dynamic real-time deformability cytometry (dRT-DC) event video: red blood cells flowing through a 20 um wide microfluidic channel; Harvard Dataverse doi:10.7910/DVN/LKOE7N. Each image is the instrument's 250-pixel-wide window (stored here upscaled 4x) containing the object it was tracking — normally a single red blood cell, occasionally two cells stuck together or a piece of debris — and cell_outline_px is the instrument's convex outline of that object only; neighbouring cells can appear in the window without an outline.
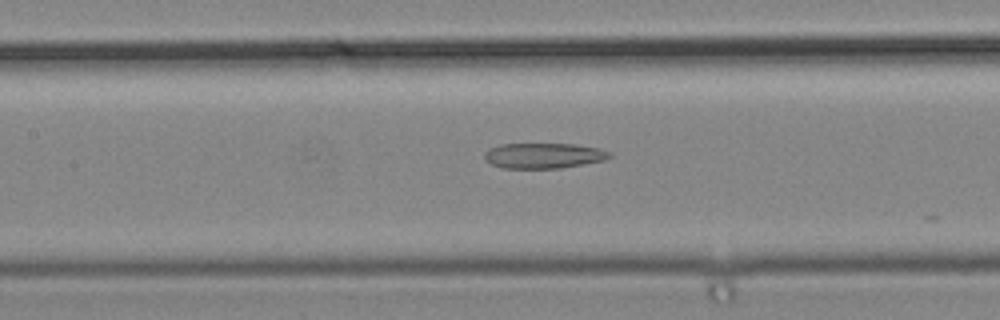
{"species": "common noctule bat (a hibernating species)", "species_latin": "Nyctalus noctula", "temperature_condition": "cold", "stored_images_in_passage": 48, "camera_frame_rate_fps": 3000, "um_per_image_px": 0.085, "animal": {"sex": "male", "body_mass_g": 19.2, "forearm_length_mm": 51.8}, "frame": {"image": 1, "passage_image": 22, "time_ms": 7.0, "image_size_px": [1000, 320], "cell_outline_px": [[612, 156], [604, 160], [560, 168], [504, 168], [492, 164], [484, 160], [484, 152], [488, 148], [500, 144], [576, 144], [600, 148], [612, 152]], "centroid_in_image_um": [46.2, 13.22], "position_along_channel_um": 161.2, "area_um2": 18.61}}
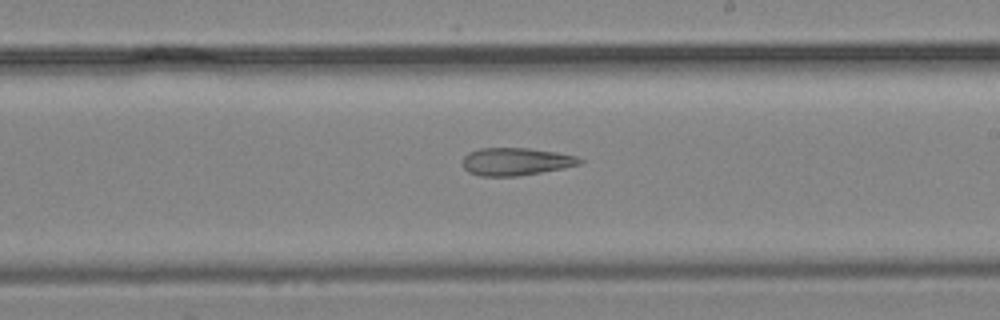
{"frame": {"image": 2, "passage_image": 28, "time_ms": 9.0, "image_size_px": [1000, 320], "cell_outline_px": [[584, 160], [580, 164], [564, 168], [516, 176], [480, 176], [468, 172], [460, 164], [464, 156], [468, 152], [480, 148], [528, 148], [556, 152], [576, 156]], "centroid_in_image_um": [43.8, 13.73], "position_along_channel_um": 245.2, "area_um2": 18.96}}
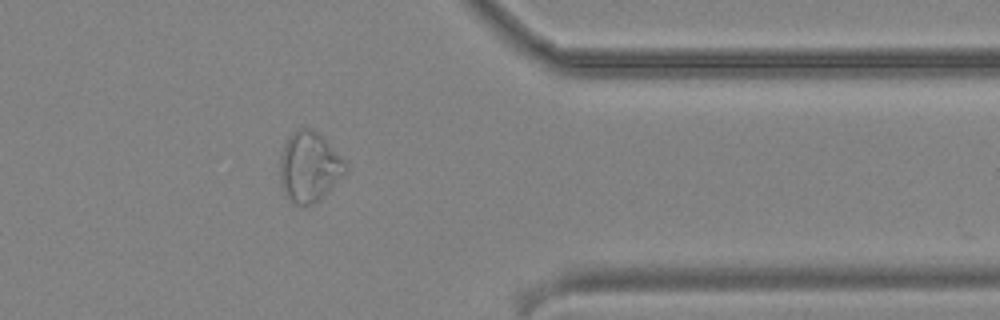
{"frame": {"image": 3, "passage_image": 39, "time_ms": 12.667, "image_size_px": [1000, 320], "cell_outline_px": [[348, 168], [312, 204], [296, 204], [288, 200], [284, 196], [280, 184], [280, 156], [284, 144], [288, 136], [296, 128], [312, 128], [348, 164]], "centroid_in_image_um": [26.2, 14.15], "position_along_channel_um": 385.2, "area_um2": 26.07}}